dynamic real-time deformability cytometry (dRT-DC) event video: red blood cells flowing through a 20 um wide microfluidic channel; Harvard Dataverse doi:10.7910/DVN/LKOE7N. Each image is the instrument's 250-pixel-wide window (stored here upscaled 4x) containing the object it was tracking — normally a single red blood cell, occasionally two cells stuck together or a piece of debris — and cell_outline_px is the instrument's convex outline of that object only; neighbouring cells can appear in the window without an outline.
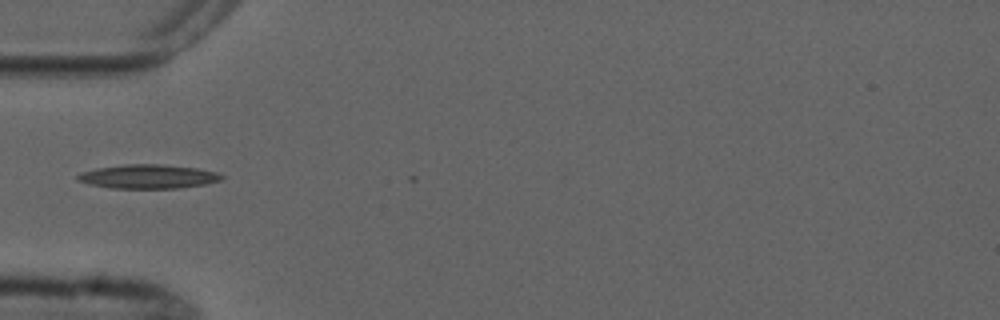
{"species": "common noctule bat (a hibernating species)", "species_latin": "Nyctalus noctula", "temperature_condition": "cold", "stored_images_in_passage": 6, "camera_frame_rate_fps": 3000, "um_per_image_px": 0.085, "animal": {"sex": "male", "forearm_length_mm": 52.5}, "frame": {"image": 1, "passage_image": 5, "time_ms": 4.667, "image_size_px": [1000, 320], "cell_outline_px": [[224, 176], [220, 180], [204, 184], [176, 188], [112, 188], [88, 184], [76, 180], [76, 176], [80, 172], [96, 168], [124, 164], [160, 164], [196, 168], [216, 172]], "centroid_in_image_um": [12.52, 15.0], "position_along_channel_um": 72.5, "area_um2": 20.06}}